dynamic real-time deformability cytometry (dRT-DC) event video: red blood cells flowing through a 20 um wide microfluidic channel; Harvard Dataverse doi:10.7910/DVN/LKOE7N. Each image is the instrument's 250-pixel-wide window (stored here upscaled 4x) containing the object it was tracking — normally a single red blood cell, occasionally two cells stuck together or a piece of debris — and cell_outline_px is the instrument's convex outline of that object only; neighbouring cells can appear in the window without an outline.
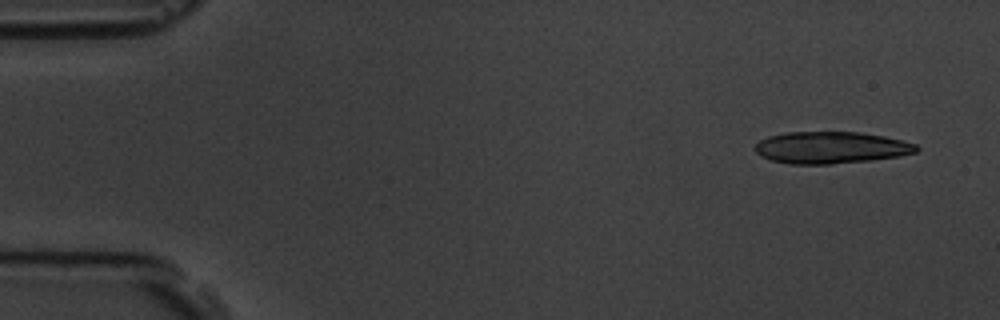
{"species": "common noctule bat (a hibernating species)", "species_latin": "Nyctalus noctula", "temperature_condition": "room temperature", "stored_images_in_passage": 4, "camera_frame_rate_fps": 3000, "um_per_image_px": 0.085, "animal": {"sex": "male", "body_mass_g": 19.5, "forearm_length_mm": 54.6}, "frame": {"image": 1, "passage_image": 1, "time_ms": 0.0, "image_size_px": [1000, 320], "cell_outline_px": [[920, 148], [916, 152], [900, 156], [872, 160], [832, 164], [788, 164], [772, 160], [760, 156], [752, 148], [760, 140], [768, 136], [784, 132], [860, 132], [884, 136], [916, 144]], "centroid_in_image_um": [70.6, 12.55], "position_along_channel_um": 14.4, "area_um2": 30.17}}